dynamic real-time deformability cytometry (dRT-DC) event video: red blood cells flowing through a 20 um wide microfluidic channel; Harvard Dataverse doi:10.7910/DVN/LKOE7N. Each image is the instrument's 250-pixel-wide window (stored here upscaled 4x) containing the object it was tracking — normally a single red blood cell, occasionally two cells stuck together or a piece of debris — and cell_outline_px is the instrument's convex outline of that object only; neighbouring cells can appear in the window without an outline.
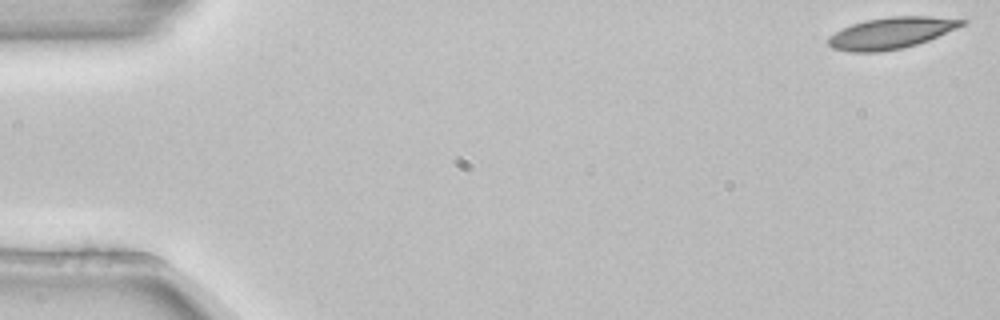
{"species": "common noctule bat (a hibernating species)", "species_latin": "Nyctalus noctula", "temperature_condition": "room temperature", "stored_images_in_passage": 4, "camera_frame_rate_fps": 3000, "um_per_image_px": 0.085, "animal": {"sex": "female", "body_mass_g": 22.7, "forearm_length_mm": 54.2}, "frame": {"image": 1, "passage_image": 1, "time_ms": 0.0, "image_size_px": [1000, 320], "cell_outline_px": [[968, 20], [964, 24], [956, 28], [928, 40], [916, 44], [900, 48], [880, 52], [848, 52], [832, 48], [828, 44], [828, 36], [852, 24], [868, 20], [888, 16], [928, 16]], "centroid_in_image_um": [75.72, 2.81], "position_along_channel_um": 9.3, "area_um2": 24.16}}